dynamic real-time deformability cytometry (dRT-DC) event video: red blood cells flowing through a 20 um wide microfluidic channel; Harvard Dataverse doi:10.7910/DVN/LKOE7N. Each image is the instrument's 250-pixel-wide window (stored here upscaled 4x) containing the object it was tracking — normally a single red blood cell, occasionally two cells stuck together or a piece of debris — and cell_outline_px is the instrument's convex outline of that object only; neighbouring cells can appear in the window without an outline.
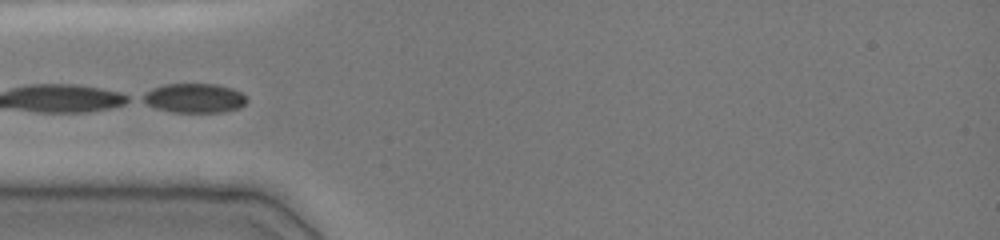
{"species": "common noctule bat (a hibernating species)", "species_latin": "Nyctalus noctula", "temperature_condition": "cold", "stored_images_in_passage": 10, "camera_frame_rate_fps": 3000, "um_per_image_px": 0.085, "animal": {"sex": "female", "body_mass_g": 19.0, "forearm_length_mm": 51.5}, "frame": {"image": 1, "passage_image": 1, "time_ms": 0.0, "image_size_px": [1000, 240], "cell_outline_px": [[248, 100], [240, 108], [224, 112], [172, 112], [156, 108], [140, 100], [140, 96], [152, 88], [164, 84], [216, 84], [232, 88], [240, 92]], "centroid_in_image_um": [16.5, 8.34], "position_along_channel_um": 68.5, "area_um2": 17.86}}
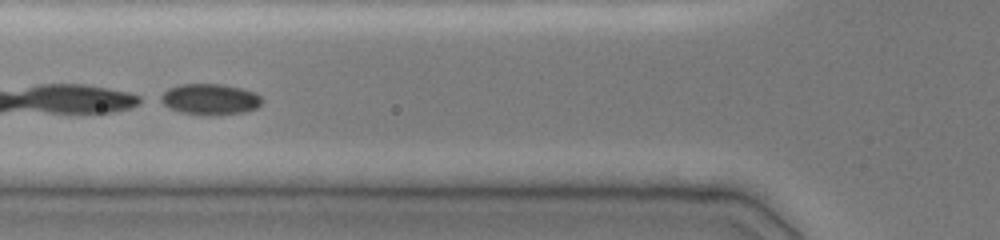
{"frame": {"image": 2, "passage_image": 4, "time_ms": 1.0, "image_size_px": [1000, 240], "cell_outline_px": [[264, 100], [256, 108], [244, 112], [220, 116], [180, 112], [168, 108], [156, 100], [156, 96], [168, 88], [180, 84], [224, 84], [256, 92]], "centroid_in_image_um": [17.79, 8.44], "position_along_channel_um": 108.0, "area_um2": 18.79}}